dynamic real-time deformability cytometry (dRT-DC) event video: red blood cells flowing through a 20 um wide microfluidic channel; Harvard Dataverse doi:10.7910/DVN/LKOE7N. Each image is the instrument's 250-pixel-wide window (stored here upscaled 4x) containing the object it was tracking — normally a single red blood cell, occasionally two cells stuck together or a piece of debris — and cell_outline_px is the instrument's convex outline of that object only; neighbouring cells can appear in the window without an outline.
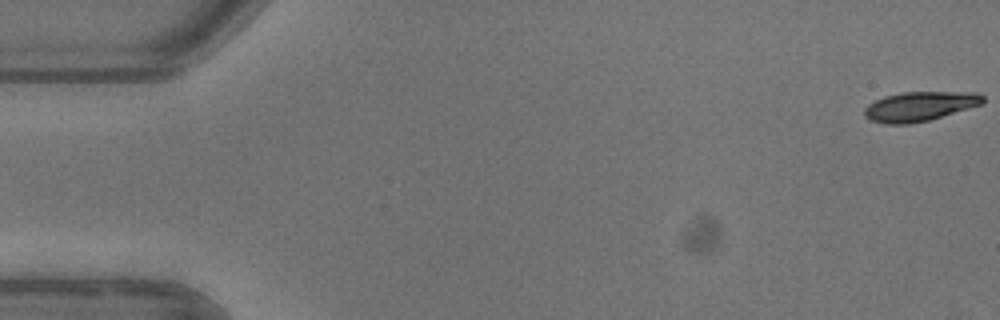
{"species": "common noctule bat (a hibernating species)", "species_latin": "Nyctalus noctula", "temperature_condition": "warm", "stored_images_in_passage": 6, "segment_of_instrument_passage": [1, 2], "camera_frame_rate_fps": 3000, "um_per_image_px": 0.085, "animal": {"sex": "female"}, "frame": {"image": 1, "passage_image": 1, "time_ms": 0.0, "image_size_px": [1000, 320], "cell_outline_px": [[984, 100], [980, 104], [928, 120], [908, 124], [884, 124], [872, 120], [864, 116], [864, 108], [868, 104], [884, 96], [900, 92], [976, 92], [984, 96]], "centroid_in_image_um": [78.12, 9.03], "position_along_channel_um": 6.9, "area_um2": 20.11}}
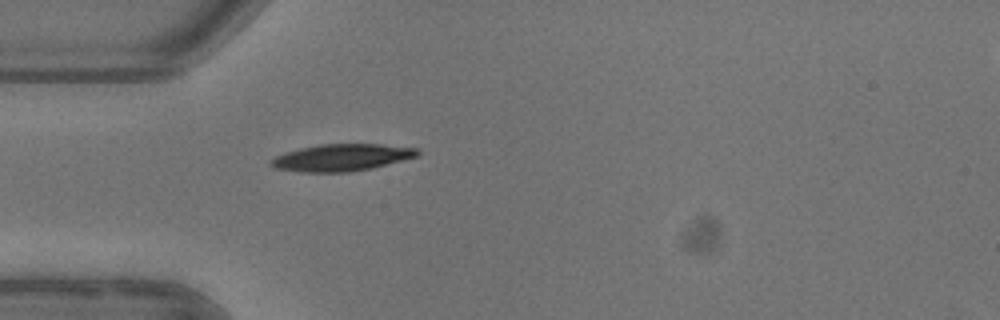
{"frame": {"image": 2, "passage_image": 5, "time_ms": 5.0, "image_size_px": [1000, 320], "cell_outline_px": [[420, 152], [416, 156], [372, 168], [348, 172], [304, 172], [276, 168], [268, 164], [276, 156], [300, 148], [320, 144], [380, 144], [416, 148]], "centroid_in_image_um": [29.03, 13.39], "position_along_channel_um": 56.0, "area_um2": 22.66}}